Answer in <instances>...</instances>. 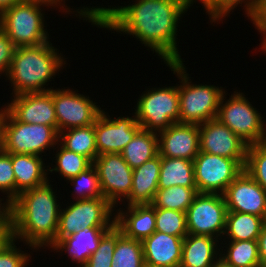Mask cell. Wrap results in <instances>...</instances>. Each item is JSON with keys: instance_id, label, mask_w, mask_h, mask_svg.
I'll list each match as a JSON object with an SVG mask.
<instances>
[{"instance_id": "1", "label": "cell", "mask_w": 266, "mask_h": 267, "mask_svg": "<svg viewBox=\"0 0 266 267\" xmlns=\"http://www.w3.org/2000/svg\"><path fill=\"white\" fill-rule=\"evenodd\" d=\"M127 6L80 7L76 17L99 28L132 35L166 63L185 62L177 45L181 16L190 8L184 0H135ZM78 13V14H76ZM122 32V33H121Z\"/></svg>"}, {"instance_id": "2", "label": "cell", "mask_w": 266, "mask_h": 267, "mask_svg": "<svg viewBox=\"0 0 266 267\" xmlns=\"http://www.w3.org/2000/svg\"><path fill=\"white\" fill-rule=\"evenodd\" d=\"M56 195L49 181L20 193L5 209L8 234L31 250L52 248L62 206Z\"/></svg>"}, {"instance_id": "3", "label": "cell", "mask_w": 266, "mask_h": 267, "mask_svg": "<svg viewBox=\"0 0 266 267\" xmlns=\"http://www.w3.org/2000/svg\"><path fill=\"white\" fill-rule=\"evenodd\" d=\"M49 41L38 46L16 47L6 79L11 83L12 95L47 92L48 82L66 64L63 55Z\"/></svg>"}, {"instance_id": "4", "label": "cell", "mask_w": 266, "mask_h": 267, "mask_svg": "<svg viewBox=\"0 0 266 267\" xmlns=\"http://www.w3.org/2000/svg\"><path fill=\"white\" fill-rule=\"evenodd\" d=\"M43 6L56 9L60 5L55 0H23L0 14V27L16 47L38 46L50 41L44 28Z\"/></svg>"}, {"instance_id": "5", "label": "cell", "mask_w": 266, "mask_h": 267, "mask_svg": "<svg viewBox=\"0 0 266 267\" xmlns=\"http://www.w3.org/2000/svg\"><path fill=\"white\" fill-rule=\"evenodd\" d=\"M180 81L178 84L180 123L203 124L218 113L223 87L192 84L183 62L166 63Z\"/></svg>"}, {"instance_id": "6", "label": "cell", "mask_w": 266, "mask_h": 267, "mask_svg": "<svg viewBox=\"0 0 266 267\" xmlns=\"http://www.w3.org/2000/svg\"><path fill=\"white\" fill-rule=\"evenodd\" d=\"M1 145L11 154L41 155L56 149L59 133L51 126L18 121L5 107L0 108Z\"/></svg>"}, {"instance_id": "7", "label": "cell", "mask_w": 266, "mask_h": 267, "mask_svg": "<svg viewBox=\"0 0 266 267\" xmlns=\"http://www.w3.org/2000/svg\"><path fill=\"white\" fill-rule=\"evenodd\" d=\"M142 94L134 112L142 129L158 133L174 123H180L178 85L153 87Z\"/></svg>"}, {"instance_id": "8", "label": "cell", "mask_w": 266, "mask_h": 267, "mask_svg": "<svg viewBox=\"0 0 266 267\" xmlns=\"http://www.w3.org/2000/svg\"><path fill=\"white\" fill-rule=\"evenodd\" d=\"M114 211L115 208L105 198L71 202L66 208L60 209L55 244L82 228L112 227L115 224Z\"/></svg>"}, {"instance_id": "9", "label": "cell", "mask_w": 266, "mask_h": 267, "mask_svg": "<svg viewBox=\"0 0 266 267\" xmlns=\"http://www.w3.org/2000/svg\"><path fill=\"white\" fill-rule=\"evenodd\" d=\"M226 94L224 92L220 99L216 118L248 145L259 143L263 131L262 114L252 106L244 93L234 91L229 99H226Z\"/></svg>"}, {"instance_id": "10", "label": "cell", "mask_w": 266, "mask_h": 267, "mask_svg": "<svg viewBox=\"0 0 266 267\" xmlns=\"http://www.w3.org/2000/svg\"><path fill=\"white\" fill-rule=\"evenodd\" d=\"M246 159H229L199 151L193 160L198 193L223 195L229 184L244 170Z\"/></svg>"}, {"instance_id": "11", "label": "cell", "mask_w": 266, "mask_h": 267, "mask_svg": "<svg viewBox=\"0 0 266 267\" xmlns=\"http://www.w3.org/2000/svg\"><path fill=\"white\" fill-rule=\"evenodd\" d=\"M227 212L223 195L198 193L186 211L188 233L221 240L226 228Z\"/></svg>"}, {"instance_id": "12", "label": "cell", "mask_w": 266, "mask_h": 267, "mask_svg": "<svg viewBox=\"0 0 266 267\" xmlns=\"http://www.w3.org/2000/svg\"><path fill=\"white\" fill-rule=\"evenodd\" d=\"M95 167L103 197L116 209L126 200L132 188L133 169L121 154H101L92 162Z\"/></svg>"}, {"instance_id": "13", "label": "cell", "mask_w": 266, "mask_h": 267, "mask_svg": "<svg viewBox=\"0 0 266 267\" xmlns=\"http://www.w3.org/2000/svg\"><path fill=\"white\" fill-rule=\"evenodd\" d=\"M52 99L58 133L70 128L93 125L103 110L89 96L79 94L78 90L76 93L73 88L52 89Z\"/></svg>"}, {"instance_id": "14", "label": "cell", "mask_w": 266, "mask_h": 267, "mask_svg": "<svg viewBox=\"0 0 266 267\" xmlns=\"http://www.w3.org/2000/svg\"><path fill=\"white\" fill-rule=\"evenodd\" d=\"M103 109L94 123L98 155L121 153L124 147L141 129L135 115L110 118Z\"/></svg>"}, {"instance_id": "15", "label": "cell", "mask_w": 266, "mask_h": 267, "mask_svg": "<svg viewBox=\"0 0 266 267\" xmlns=\"http://www.w3.org/2000/svg\"><path fill=\"white\" fill-rule=\"evenodd\" d=\"M199 151L229 159H246L248 144L217 118L199 125Z\"/></svg>"}, {"instance_id": "16", "label": "cell", "mask_w": 266, "mask_h": 267, "mask_svg": "<svg viewBox=\"0 0 266 267\" xmlns=\"http://www.w3.org/2000/svg\"><path fill=\"white\" fill-rule=\"evenodd\" d=\"M223 196L227 211L249 213L266 220V190L245 170L229 184Z\"/></svg>"}, {"instance_id": "17", "label": "cell", "mask_w": 266, "mask_h": 267, "mask_svg": "<svg viewBox=\"0 0 266 267\" xmlns=\"http://www.w3.org/2000/svg\"><path fill=\"white\" fill-rule=\"evenodd\" d=\"M12 97L14 98L4 107L18 121L51 126L57 131L52 89L47 92L24 93Z\"/></svg>"}, {"instance_id": "18", "label": "cell", "mask_w": 266, "mask_h": 267, "mask_svg": "<svg viewBox=\"0 0 266 267\" xmlns=\"http://www.w3.org/2000/svg\"><path fill=\"white\" fill-rule=\"evenodd\" d=\"M158 154L167 158L193 161L199 153V125L174 123L157 133Z\"/></svg>"}, {"instance_id": "19", "label": "cell", "mask_w": 266, "mask_h": 267, "mask_svg": "<svg viewBox=\"0 0 266 267\" xmlns=\"http://www.w3.org/2000/svg\"><path fill=\"white\" fill-rule=\"evenodd\" d=\"M184 238L155 231L142 241L145 265L179 267Z\"/></svg>"}, {"instance_id": "20", "label": "cell", "mask_w": 266, "mask_h": 267, "mask_svg": "<svg viewBox=\"0 0 266 267\" xmlns=\"http://www.w3.org/2000/svg\"><path fill=\"white\" fill-rule=\"evenodd\" d=\"M115 209V225L129 238L143 241L155 232V207L151 204L130 205ZM118 210V211H117Z\"/></svg>"}, {"instance_id": "21", "label": "cell", "mask_w": 266, "mask_h": 267, "mask_svg": "<svg viewBox=\"0 0 266 267\" xmlns=\"http://www.w3.org/2000/svg\"><path fill=\"white\" fill-rule=\"evenodd\" d=\"M111 227H91L88 229L82 228L81 230L64 237L59 240L51 250L63 253L67 252L70 256L69 259L77 263L78 267H83L91 254L96 251L99 246L101 237Z\"/></svg>"}, {"instance_id": "22", "label": "cell", "mask_w": 266, "mask_h": 267, "mask_svg": "<svg viewBox=\"0 0 266 267\" xmlns=\"http://www.w3.org/2000/svg\"><path fill=\"white\" fill-rule=\"evenodd\" d=\"M161 166V156L158 154L153 159L146 161L140 167L133 169L132 188L127 205L151 204L156 192Z\"/></svg>"}, {"instance_id": "23", "label": "cell", "mask_w": 266, "mask_h": 267, "mask_svg": "<svg viewBox=\"0 0 266 267\" xmlns=\"http://www.w3.org/2000/svg\"><path fill=\"white\" fill-rule=\"evenodd\" d=\"M10 157L16 181V198L20 193L49 181L48 165L44 163L43 156L10 153Z\"/></svg>"}, {"instance_id": "24", "label": "cell", "mask_w": 266, "mask_h": 267, "mask_svg": "<svg viewBox=\"0 0 266 267\" xmlns=\"http://www.w3.org/2000/svg\"><path fill=\"white\" fill-rule=\"evenodd\" d=\"M219 242L217 238L211 236L188 233L183 239L182 260L179 267H212L220 257Z\"/></svg>"}, {"instance_id": "25", "label": "cell", "mask_w": 266, "mask_h": 267, "mask_svg": "<svg viewBox=\"0 0 266 267\" xmlns=\"http://www.w3.org/2000/svg\"><path fill=\"white\" fill-rule=\"evenodd\" d=\"M266 225L263 217L243 212L228 211L223 236L226 241L258 240L262 228Z\"/></svg>"}, {"instance_id": "26", "label": "cell", "mask_w": 266, "mask_h": 267, "mask_svg": "<svg viewBox=\"0 0 266 267\" xmlns=\"http://www.w3.org/2000/svg\"><path fill=\"white\" fill-rule=\"evenodd\" d=\"M120 154L132 169L140 167L158 155L157 132L141 128Z\"/></svg>"}, {"instance_id": "27", "label": "cell", "mask_w": 266, "mask_h": 267, "mask_svg": "<svg viewBox=\"0 0 266 267\" xmlns=\"http://www.w3.org/2000/svg\"><path fill=\"white\" fill-rule=\"evenodd\" d=\"M196 187L193 161L184 158L161 157L159 189L172 186Z\"/></svg>"}, {"instance_id": "28", "label": "cell", "mask_w": 266, "mask_h": 267, "mask_svg": "<svg viewBox=\"0 0 266 267\" xmlns=\"http://www.w3.org/2000/svg\"><path fill=\"white\" fill-rule=\"evenodd\" d=\"M58 142L67 150L87 157L91 162L98 156L94 124L61 131Z\"/></svg>"}, {"instance_id": "29", "label": "cell", "mask_w": 266, "mask_h": 267, "mask_svg": "<svg viewBox=\"0 0 266 267\" xmlns=\"http://www.w3.org/2000/svg\"><path fill=\"white\" fill-rule=\"evenodd\" d=\"M224 242L221 247L226 249L220 248V257L227 263L234 267H261L257 240Z\"/></svg>"}, {"instance_id": "30", "label": "cell", "mask_w": 266, "mask_h": 267, "mask_svg": "<svg viewBox=\"0 0 266 267\" xmlns=\"http://www.w3.org/2000/svg\"><path fill=\"white\" fill-rule=\"evenodd\" d=\"M142 241L126 237L117 227V242L111 267H144Z\"/></svg>"}, {"instance_id": "31", "label": "cell", "mask_w": 266, "mask_h": 267, "mask_svg": "<svg viewBox=\"0 0 266 267\" xmlns=\"http://www.w3.org/2000/svg\"><path fill=\"white\" fill-rule=\"evenodd\" d=\"M198 194L197 187L172 186L158 189L151 205L155 208L185 212Z\"/></svg>"}, {"instance_id": "32", "label": "cell", "mask_w": 266, "mask_h": 267, "mask_svg": "<svg viewBox=\"0 0 266 267\" xmlns=\"http://www.w3.org/2000/svg\"><path fill=\"white\" fill-rule=\"evenodd\" d=\"M56 147H59L58 151L56 150L55 157H53L56 158L54 159L56 165L52 168L48 165L50 173L58 172L60 176L68 181L92 165L87 157L67 150L60 143H57Z\"/></svg>"}, {"instance_id": "33", "label": "cell", "mask_w": 266, "mask_h": 267, "mask_svg": "<svg viewBox=\"0 0 266 267\" xmlns=\"http://www.w3.org/2000/svg\"><path fill=\"white\" fill-rule=\"evenodd\" d=\"M68 182H70L71 186L74 187V195L73 199L83 200V199H96V198H104L99 177L97 171L93 165L87 168L85 171L79 173L77 176L72 177Z\"/></svg>"}, {"instance_id": "34", "label": "cell", "mask_w": 266, "mask_h": 267, "mask_svg": "<svg viewBox=\"0 0 266 267\" xmlns=\"http://www.w3.org/2000/svg\"><path fill=\"white\" fill-rule=\"evenodd\" d=\"M155 231L172 236L185 237L188 234L186 213L155 208Z\"/></svg>"}, {"instance_id": "35", "label": "cell", "mask_w": 266, "mask_h": 267, "mask_svg": "<svg viewBox=\"0 0 266 267\" xmlns=\"http://www.w3.org/2000/svg\"><path fill=\"white\" fill-rule=\"evenodd\" d=\"M117 242V226L114 224L102 237L98 248L83 267H111Z\"/></svg>"}, {"instance_id": "36", "label": "cell", "mask_w": 266, "mask_h": 267, "mask_svg": "<svg viewBox=\"0 0 266 267\" xmlns=\"http://www.w3.org/2000/svg\"><path fill=\"white\" fill-rule=\"evenodd\" d=\"M244 170L266 190V148L259 143L248 145Z\"/></svg>"}, {"instance_id": "37", "label": "cell", "mask_w": 266, "mask_h": 267, "mask_svg": "<svg viewBox=\"0 0 266 267\" xmlns=\"http://www.w3.org/2000/svg\"><path fill=\"white\" fill-rule=\"evenodd\" d=\"M17 240L8 233L0 241V267H27L31 255L17 248ZM25 252V253H24Z\"/></svg>"}, {"instance_id": "38", "label": "cell", "mask_w": 266, "mask_h": 267, "mask_svg": "<svg viewBox=\"0 0 266 267\" xmlns=\"http://www.w3.org/2000/svg\"><path fill=\"white\" fill-rule=\"evenodd\" d=\"M255 3L256 0H209L202 8H205L206 13H208L210 23L213 24L214 22L215 24L217 22L218 24L223 21V18L228 17L230 12L239 4L244 7L245 14L248 15L253 10Z\"/></svg>"}, {"instance_id": "39", "label": "cell", "mask_w": 266, "mask_h": 267, "mask_svg": "<svg viewBox=\"0 0 266 267\" xmlns=\"http://www.w3.org/2000/svg\"><path fill=\"white\" fill-rule=\"evenodd\" d=\"M0 191L5 193L4 210L16 199V181L10 153L0 149Z\"/></svg>"}, {"instance_id": "40", "label": "cell", "mask_w": 266, "mask_h": 267, "mask_svg": "<svg viewBox=\"0 0 266 267\" xmlns=\"http://www.w3.org/2000/svg\"><path fill=\"white\" fill-rule=\"evenodd\" d=\"M16 46L9 39L5 31L0 27V77L4 74L6 77L15 52Z\"/></svg>"}, {"instance_id": "41", "label": "cell", "mask_w": 266, "mask_h": 267, "mask_svg": "<svg viewBox=\"0 0 266 267\" xmlns=\"http://www.w3.org/2000/svg\"><path fill=\"white\" fill-rule=\"evenodd\" d=\"M252 21L261 36L263 41L266 40V0H256L253 10L247 15Z\"/></svg>"}, {"instance_id": "42", "label": "cell", "mask_w": 266, "mask_h": 267, "mask_svg": "<svg viewBox=\"0 0 266 267\" xmlns=\"http://www.w3.org/2000/svg\"><path fill=\"white\" fill-rule=\"evenodd\" d=\"M257 241L259 248L260 266L266 267V225L262 228Z\"/></svg>"}, {"instance_id": "43", "label": "cell", "mask_w": 266, "mask_h": 267, "mask_svg": "<svg viewBox=\"0 0 266 267\" xmlns=\"http://www.w3.org/2000/svg\"><path fill=\"white\" fill-rule=\"evenodd\" d=\"M7 233V215L6 211L2 210L0 212V241Z\"/></svg>"}, {"instance_id": "44", "label": "cell", "mask_w": 266, "mask_h": 267, "mask_svg": "<svg viewBox=\"0 0 266 267\" xmlns=\"http://www.w3.org/2000/svg\"><path fill=\"white\" fill-rule=\"evenodd\" d=\"M23 0H0V14L7 8H11L12 6L20 3Z\"/></svg>"}, {"instance_id": "45", "label": "cell", "mask_w": 266, "mask_h": 267, "mask_svg": "<svg viewBox=\"0 0 266 267\" xmlns=\"http://www.w3.org/2000/svg\"><path fill=\"white\" fill-rule=\"evenodd\" d=\"M212 267H234L231 264L227 263L224 259L219 257Z\"/></svg>"}, {"instance_id": "46", "label": "cell", "mask_w": 266, "mask_h": 267, "mask_svg": "<svg viewBox=\"0 0 266 267\" xmlns=\"http://www.w3.org/2000/svg\"><path fill=\"white\" fill-rule=\"evenodd\" d=\"M259 144L266 148V123H265V118L263 120V131H262V136H261V140L259 141Z\"/></svg>"}, {"instance_id": "47", "label": "cell", "mask_w": 266, "mask_h": 267, "mask_svg": "<svg viewBox=\"0 0 266 267\" xmlns=\"http://www.w3.org/2000/svg\"><path fill=\"white\" fill-rule=\"evenodd\" d=\"M59 5H60V9L62 10L61 12H65V14H71L72 13V11L70 10L71 8L70 7H68L67 5L65 6V0H55ZM65 7V8H64ZM65 11H64V10ZM69 12V13H68Z\"/></svg>"}, {"instance_id": "48", "label": "cell", "mask_w": 266, "mask_h": 267, "mask_svg": "<svg viewBox=\"0 0 266 267\" xmlns=\"http://www.w3.org/2000/svg\"><path fill=\"white\" fill-rule=\"evenodd\" d=\"M184 1L189 7H191V6H193V3L196 2L197 0H184ZM199 1L204 6L209 0H199Z\"/></svg>"}, {"instance_id": "49", "label": "cell", "mask_w": 266, "mask_h": 267, "mask_svg": "<svg viewBox=\"0 0 266 267\" xmlns=\"http://www.w3.org/2000/svg\"><path fill=\"white\" fill-rule=\"evenodd\" d=\"M261 47L262 48H259V49L263 50V52L265 53L266 52V40L262 41Z\"/></svg>"}, {"instance_id": "50", "label": "cell", "mask_w": 266, "mask_h": 267, "mask_svg": "<svg viewBox=\"0 0 266 267\" xmlns=\"http://www.w3.org/2000/svg\"><path fill=\"white\" fill-rule=\"evenodd\" d=\"M3 198H0V212L2 211V210H4V199L2 200ZM3 201V205H2V202Z\"/></svg>"}, {"instance_id": "51", "label": "cell", "mask_w": 266, "mask_h": 267, "mask_svg": "<svg viewBox=\"0 0 266 267\" xmlns=\"http://www.w3.org/2000/svg\"><path fill=\"white\" fill-rule=\"evenodd\" d=\"M2 148V145H1V126H0V149Z\"/></svg>"}]
</instances>
